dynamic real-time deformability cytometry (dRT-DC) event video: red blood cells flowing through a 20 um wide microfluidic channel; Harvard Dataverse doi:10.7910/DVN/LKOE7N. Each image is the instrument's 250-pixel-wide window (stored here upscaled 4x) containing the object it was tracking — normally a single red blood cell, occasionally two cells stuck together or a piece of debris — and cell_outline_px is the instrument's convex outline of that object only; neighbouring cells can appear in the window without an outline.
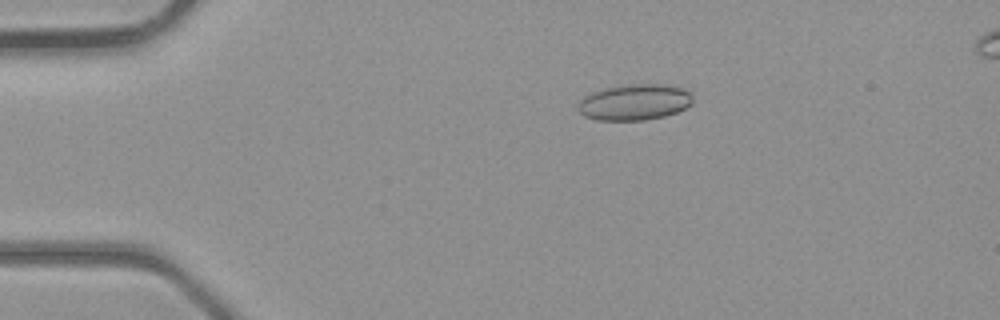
{"species": "common noctule bat (a hibernating species)", "species_latin": "Nyctalus noctula", "temperature_condition": "room temperature", "stored_images_in_passage": 3, "camera_frame_rate_fps": 3000, "um_per_image_px": 0.085, "animal": {"sex": "male", "body_mass_g": 23.1, "forearm_length_mm": 52.7}, "frame": {"image": 1, "passage_image": 1, "time_ms": 0.0, "image_size_px": [1000, 320], "cell_outline_px": [[692, 104], [676, 112], [664, 116], [644, 120], [596, 120], [584, 116], [576, 108], [580, 100], [584, 96], [592, 92], [608, 88], [628, 84], [668, 84], [692, 92]], "centroid_in_image_um": [53.93, 8.68], "position_along_channel_um": 31.1, "area_um2": 24.1}}